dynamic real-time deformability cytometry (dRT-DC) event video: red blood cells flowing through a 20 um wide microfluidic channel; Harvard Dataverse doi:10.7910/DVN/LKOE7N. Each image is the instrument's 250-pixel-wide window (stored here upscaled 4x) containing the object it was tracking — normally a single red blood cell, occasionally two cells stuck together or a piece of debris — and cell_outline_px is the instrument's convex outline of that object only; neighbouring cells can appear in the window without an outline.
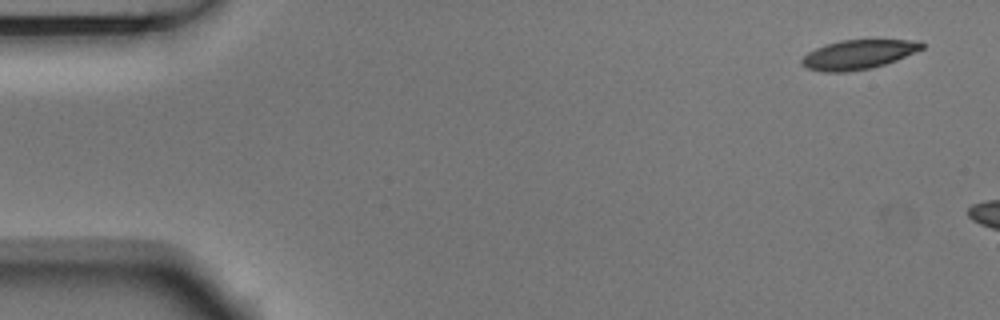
{"species": "Egyptian fruit bat (a non-hibernating species)", "species_latin": "Rousettus aegyptiacus", "temperature_condition": "room temperature", "stored_images_in_passage": 3, "camera_frame_rate_fps": 3000, "um_per_image_px": 0.085, "animal": {"sex": "male"}, "frame": {"image": 1, "passage_image": 1, "time_ms": 0.0, "image_size_px": [1000, 320], "cell_outline_px": [[924, 48], [916, 52], [896, 60], [872, 68], [848, 72], [824, 72], [808, 68], [800, 64], [800, 60], [808, 52], [816, 48], [840, 40], [920, 40], [924, 44]], "centroid_in_image_um": [72.96, 4.64], "position_along_channel_um": 12.0, "area_um2": 20.52}}